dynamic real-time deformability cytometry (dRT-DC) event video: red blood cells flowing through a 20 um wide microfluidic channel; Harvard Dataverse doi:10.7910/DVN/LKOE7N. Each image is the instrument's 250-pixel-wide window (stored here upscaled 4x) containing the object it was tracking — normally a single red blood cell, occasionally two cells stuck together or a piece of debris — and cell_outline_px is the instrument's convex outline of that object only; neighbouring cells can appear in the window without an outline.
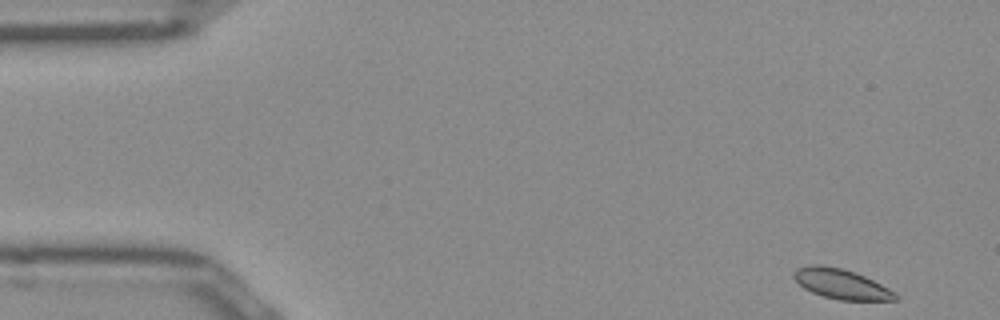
{"species": "Egyptian fruit bat (a non-hibernating species)", "species_latin": "Rousettus aegyptiacus", "temperature_condition": "room temperature", "stored_images_in_passage": 49, "camera_frame_rate_fps": 3000, "um_per_image_px": 0.085, "frame": {"image": 1, "passage_image": 1, "time_ms": 0.0, "image_size_px": [1000, 320], "cell_outline_px": [[900, 300], [840, 300], [824, 296], [812, 292], [804, 288], [792, 276], [792, 272], [796, 268], [812, 264], [820, 264], [840, 268], [856, 272], [888, 288], [900, 296]], "centroid_in_image_um": [71.5, 24.13], "position_along_channel_um": 13.5, "area_um2": 17.69}}
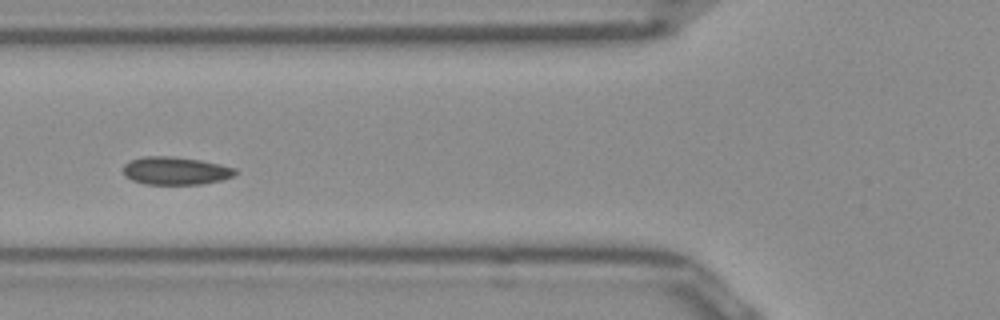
{"frame": {"image": 2, "passage_image": 17, "time_ms": 5.333, "image_size_px": [1000, 320], "cell_outline_px": [[236, 172], [232, 176], [220, 180], [200, 184], [144, 184], [132, 180], [124, 176], [124, 164], [132, 160], [144, 156], [172, 156], [200, 160], [220, 164], [236, 168]], "centroid_in_image_um": [14.9, 14.51], "position_along_channel_um": 110.9, "area_um2": 18.09}}
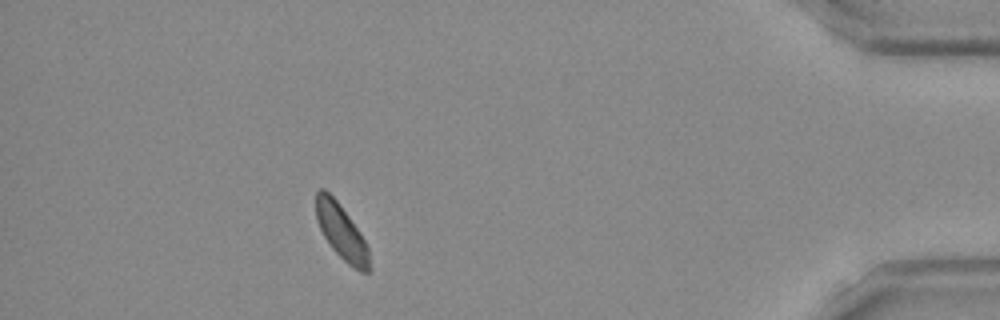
{"frame": {"image": 3, "passage_image": 44, "time_ms": 14.333, "image_size_px": [1000, 320], "cell_outline_px": [[368, 272], [360, 272], [348, 264], [332, 248], [324, 236], [316, 220], [316, 192], [320, 188], [324, 188], [336, 200], [360, 232], [368, 248]], "centroid_in_image_um": [28.99, 19.68], "position_along_channel_um": 406.2, "area_um2": 16.65}}